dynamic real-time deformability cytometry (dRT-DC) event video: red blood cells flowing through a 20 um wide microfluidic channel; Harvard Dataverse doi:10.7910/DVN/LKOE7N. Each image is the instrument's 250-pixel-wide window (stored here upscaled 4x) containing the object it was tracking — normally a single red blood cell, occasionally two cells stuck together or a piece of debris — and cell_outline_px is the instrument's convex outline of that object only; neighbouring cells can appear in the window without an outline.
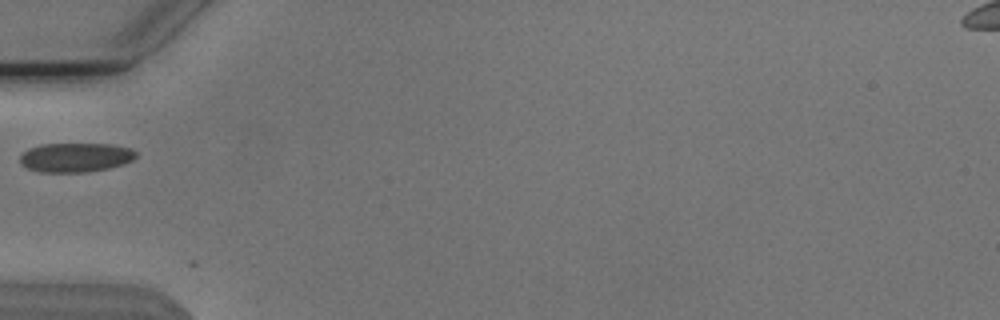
{"species": "Egyptian fruit bat (a non-hibernating species)", "species_latin": "Rousettus aegyptiacus", "temperature_condition": "cold", "stored_images_in_passage": 2, "camera_frame_rate_fps": 3000, "um_per_image_px": 0.085, "animal": {"sex": "male"}, "frame": {"image": 1, "passage_image": 1, "time_ms": 0.0, "image_size_px": [1000, 320], "cell_outline_px": [[136, 156], [132, 160], [124, 164], [108, 168], [88, 172], [40, 172], [28, 168], [20, 164], [20, 156], [28, 148], [40, 144], [112, 144], [132, 148], [136, 152]], "centroid_in_image_um": [6.42, 13.37], "position_along_channel_um": 78.6, "area_um2": 19.88}}